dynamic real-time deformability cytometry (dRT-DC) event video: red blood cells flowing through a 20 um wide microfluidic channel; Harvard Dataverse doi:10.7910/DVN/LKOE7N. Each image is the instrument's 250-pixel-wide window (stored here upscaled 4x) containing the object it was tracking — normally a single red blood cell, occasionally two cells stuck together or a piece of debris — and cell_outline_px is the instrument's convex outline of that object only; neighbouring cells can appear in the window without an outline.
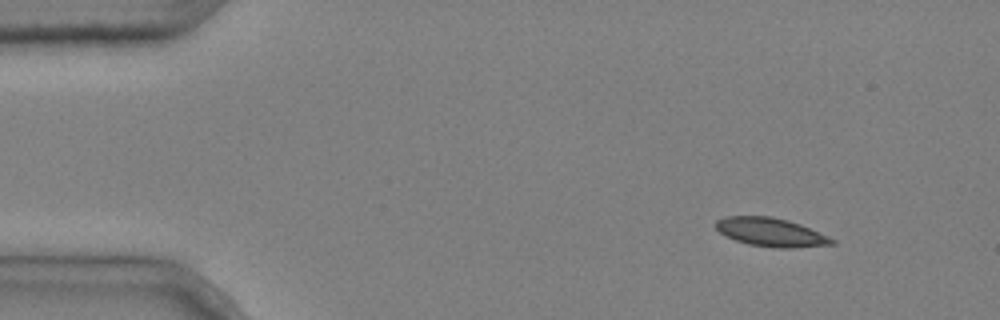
{"species": "common noctule bat (a hibernating species)", "species_latin": "Nyctalus noctula", "temperature_condition": "cold", "stored_images_in_passage": 6, "camera_frame_rate_fps": 3000, "um_per_image_px": 0.085, "animal": {"sex": "male", "body_mass_g": 20.4}, "frame": {"image": 1, "passage_image": 1, "time_ms": 0.0, "image_size_px": [1000, 320], "cell_outline_px": [[836, 244], [792, 248], [780, 248], [748, 244], [736, 240], [720, 232], [716, 228], [716, 220], [724, 216], [772, 216], [788, 220], [800, 224], [828, 236], [836, 240]], "centroid_in_image_um": [65.54, 19.73], "position_along_channel_um": 19.5, "area_um2": 19.25}}
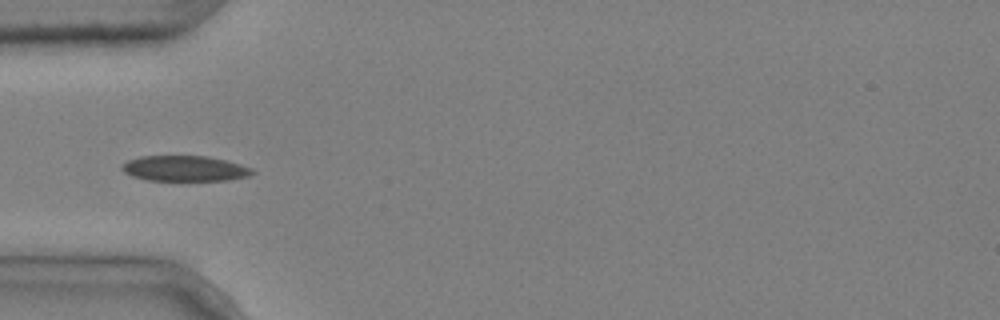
{"frame": {"image": 2, "passage_image": 4, "time_ms": 1.0, "image_size_px": [1000, 320], "cell_outline_px": [[256, 172], [252, 176], [228, 180], [148, 180], [132, 176], [124, 172], [120, 168], [120, 164], [128, 160], [140, 156], [208, 156], [240, 164], [252, 168]], "centroid_in_image_um": [15.71, 14.32], "position_along_channel_um": 69.3, "area_um2": 19.48}}